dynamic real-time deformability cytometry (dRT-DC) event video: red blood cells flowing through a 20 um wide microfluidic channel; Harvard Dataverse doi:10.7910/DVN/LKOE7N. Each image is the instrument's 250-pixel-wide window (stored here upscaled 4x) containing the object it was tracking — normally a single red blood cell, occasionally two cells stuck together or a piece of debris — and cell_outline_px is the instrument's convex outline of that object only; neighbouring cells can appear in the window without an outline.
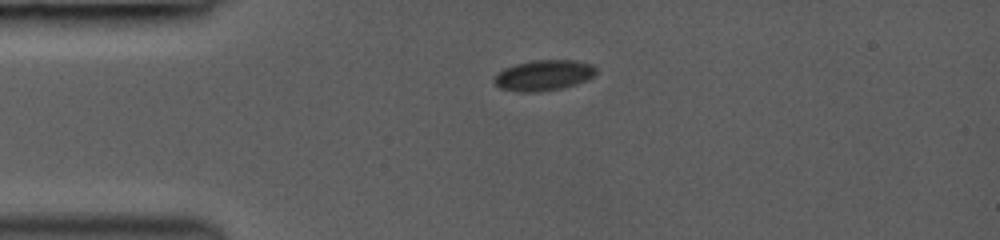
{"species": "common noctule bat (a hibernating species)", "species_latin": "Nyctalus noctula", "temperature_condition": "room temperature", "stored_images_in_passage": 39, "camera_frame_rate_fps": 3000, "um_per_image_px": 0.085, "animal": {"sex": "female", "body_mass_g": 19.0, "forearm_length_mm": 53.3}, "frame": {"image": 1, "passage_image": 1, "time_ms": 0.0, "image_size_px": [1000, 240], "cell_outline_px": [[596, 72], [592, 76], [576, 84], [560, 88], [536, 92], [516, 92], [500, 88], [492, 80], [504, 68], [516, 64], [532, 60], [576, 60], [592, 64], [596, 68]], "centroid_in_image_um": [46.19, 6.39], "position_along_channel_um": 38.8, "area_um2": 18.03}}
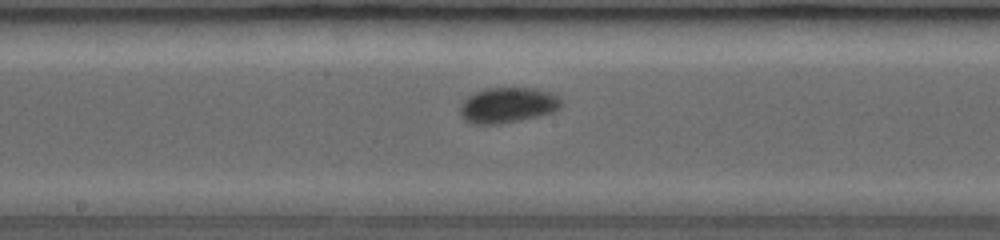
{"frame": {"image": 2, "passage_image": 16, "time_ms": 4.667, "image_size_px": [1000, 240], "cell_outline_px": [[560, 108], [552, 112], [540, 116], [500, 124], [476, 124], [464, 120], [460, 116], [460, 104], [468, 96], [484, 88], [536, 88], [560, 96]], "centroid_in_image_um": [43.14, 8.94], "position_along_channel_um": 205.1, "area_um2": 20.98}}
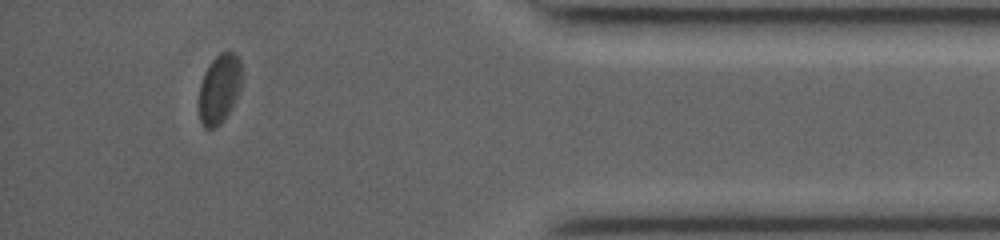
{"frame": {"image": 3, "passage_image": 34, "time_ms": 10.333, "image_size_px": [1000, 240], "cell_outline_px": [[240, 88], [224, 120], [216, 128], [204, 128], [200, 124], [200, 84], [204, 72], [208, 64], [220, 52], [232, 52], [240, 60]], "centroid_in_image_um": [18.61, 7.55], "position_along_channel_um": 416.6, "area_um2": 16.94}, "authors_computed_cell_mechanics": {"area_um2": 19.1896, "velocity_mm_per_s": 4.1847, "shape_relaxation_time_tau1_ms": 1.9824, "shape_relaxation_time_tau2_ms": null, "deformation_change_tau1": 0.0446, "deformation_change_tau2": null}}